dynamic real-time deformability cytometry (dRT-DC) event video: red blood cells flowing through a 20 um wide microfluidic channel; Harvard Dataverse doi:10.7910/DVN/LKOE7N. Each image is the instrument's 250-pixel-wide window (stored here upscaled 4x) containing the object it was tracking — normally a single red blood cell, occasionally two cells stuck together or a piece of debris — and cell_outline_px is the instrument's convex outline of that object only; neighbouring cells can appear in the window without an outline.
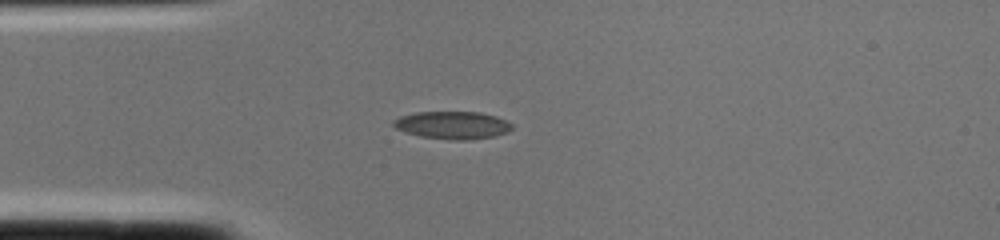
{"species": "common noctule bat (a hibernating species)", "species_latin": "Nyctalus noctula", "temperature_condition": "cold", "stored_images_in_passage": 1, "camera_frame_rate_fps": 3000, "um_per_image_px": 0.085, "animal": {"sex": "female", "body_mass_g": 22.0, "forearm_length_mm": 56.7}, "frame": {"image": 1, "passage_image": 1, "time_ms": 0.0, "image_size_px": [1000, 240], "cell_outline_px": [[512, 128], [508, 132], [496, 136], [468, 140], [452, 140], [420, 136], [404, 132], [396, 128], [392, 124], [392, 120], [400, 116], [416, 112], [480, 112], [496, 116], [512, 124]], "centroid_in_image_um": [38.45, 10.64], "position_along_channel_um": 46.5, "area_um2": 19.19}}